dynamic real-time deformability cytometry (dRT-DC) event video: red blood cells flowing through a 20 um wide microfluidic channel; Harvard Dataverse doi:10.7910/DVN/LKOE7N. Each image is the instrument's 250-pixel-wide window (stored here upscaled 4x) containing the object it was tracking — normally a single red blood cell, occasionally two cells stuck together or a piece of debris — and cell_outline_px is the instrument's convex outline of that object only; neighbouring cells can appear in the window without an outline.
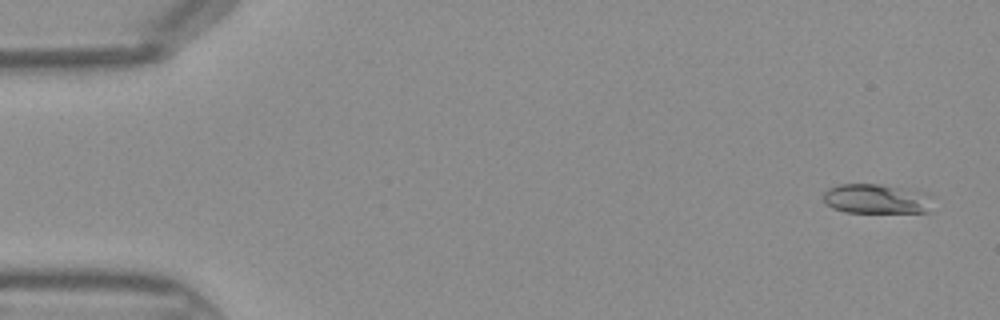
{"species": "Egyptian fruit bat (a non-hibernating species)", "species_latin": "Rousettus aegyptiacus", "temperature_condition": "warm", "stored_images_in_passage": 44, "camera_frame_rate_fps": 3000, "um_per_image_px": 0.085, "frame": {"image": 1, "passage_image": 2, "time_ms": 0.333, "image_size_px": [1000, 320], "cell_outline_px": [[928, 212], [844, 212], [832, 208], [824, 200], [824, 192], [828, 188], [840, 184], [880, 184], [896, 188]], "centroid_in_image_um": [73.9, 16.92], "position_along_channel_um": 11.1, "area_um2": 16.13}}
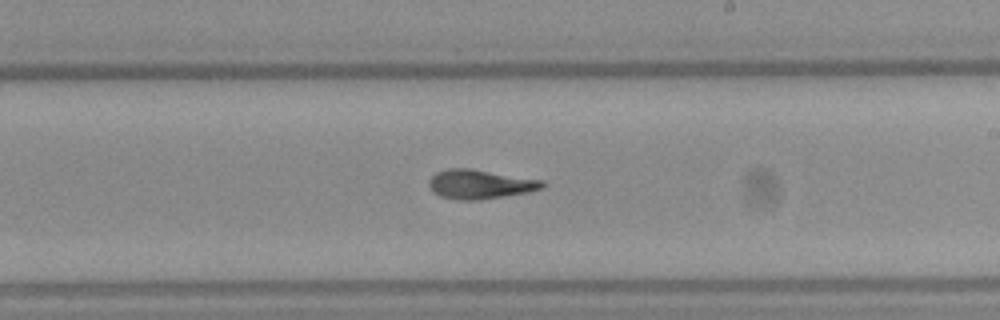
{"frame": {"image": 2, "passage_image": 26, "time_ms": 8.333, "image_size_px": [1000, 320], "cell_outline_px": [[544, 188], [528, 192], [480, 200], [456, 200], [440, 196], [432, 192], [428, 184], [428, 180], [436, 172], [448, 168], [472, 168], [544, 180]], "centroid_in_image_um": [40.79, 15.65], "position_along_channel_um": 248.2, "area_um2": 19.59}}
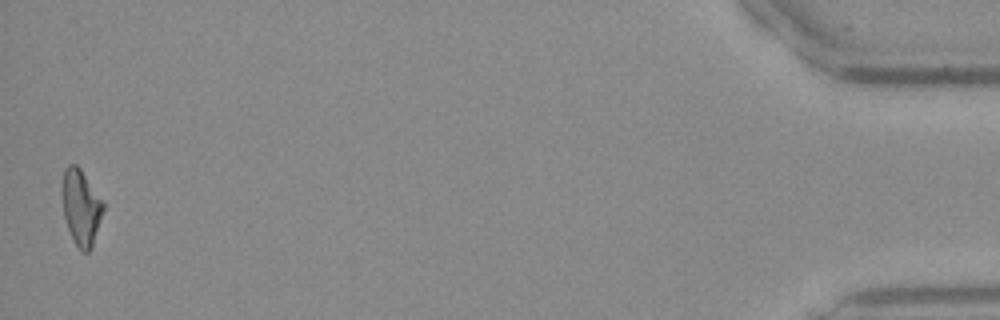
{"frame": {"image": 3, "passage_image": 44, "time_ms": 14.333, "image_size_px": [1000, 320], "cell_outline_px": [[104, 208], [92, 248], [88, 252], [80, 252], [68, 228], [64, 216], [60, 196], [60, 188], [64, 168], [68, 164], [76, 164], [80, 168], [104, 204]], "centroid_in_image_um": [6.84, 17.6], "position_along_channel_um": 428.4, "area_um2": 18.26}}